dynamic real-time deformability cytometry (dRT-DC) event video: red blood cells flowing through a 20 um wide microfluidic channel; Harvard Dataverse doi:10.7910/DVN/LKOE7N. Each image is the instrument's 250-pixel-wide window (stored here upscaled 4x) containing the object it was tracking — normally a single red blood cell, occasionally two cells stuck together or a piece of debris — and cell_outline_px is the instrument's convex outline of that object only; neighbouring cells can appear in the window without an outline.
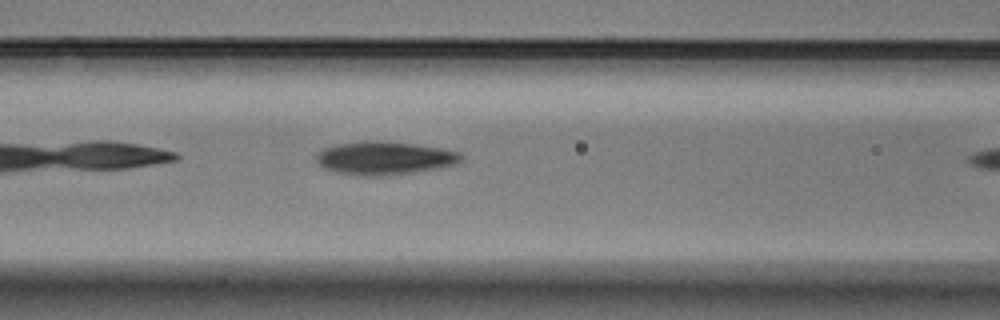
{"species": "Egyptian fruit bat (a non-hibernating species)", "species_latin": "Rousettus aegyptiacus", "temperature_condition": "warm", "stored_images_in_passage": 10, "camera_frame_rate_fps": 3000, "um_per_image_px": 0.085, "animal": {"sex": "male"}, "frame": {"image": 1, "passage_image": 9, "time_ms": 2.667, "image_size_px": [1000, 320], "cell_outline_px": [[464, 156], [456, 164], [440, 168], [412, 172], [380, 176], [360, 176], [336, 172], [324, 168], [316, 164], [316, 156], [324, 148], [340, 144], [368, 140], [376, 140], [416, 144], [440, 148], [460, 152]], "centroid_in_image_um": [32.68, 13.44], "position_along_channel_um": 133.9, "area_um2": 28.03}}